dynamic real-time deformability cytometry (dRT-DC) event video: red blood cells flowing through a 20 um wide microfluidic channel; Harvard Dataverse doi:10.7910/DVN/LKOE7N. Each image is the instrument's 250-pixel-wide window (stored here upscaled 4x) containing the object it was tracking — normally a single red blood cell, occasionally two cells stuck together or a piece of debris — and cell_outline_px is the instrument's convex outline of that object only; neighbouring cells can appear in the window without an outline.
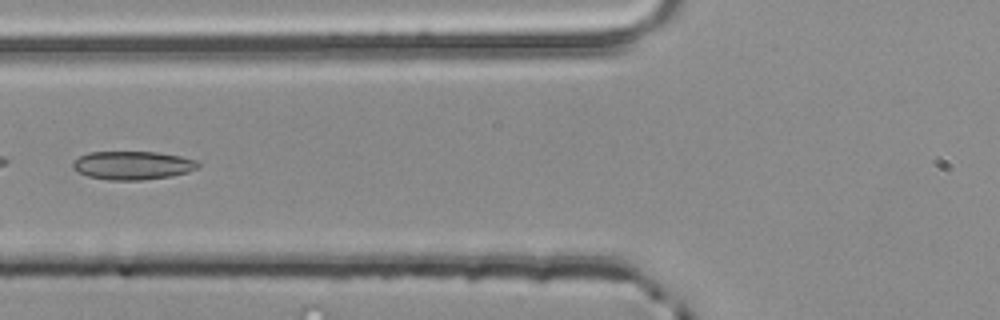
{"species": "common noctule bat (a hibernating species)", "species_latin": "Nyctalus noctula", "temperature_condition": "room temperature", "stored_images_in_passage": 5, "camera_frame_rate_fps": 3000, "um_per_image_px": 0.085, "animal": {"sex": "male", "body_mass_g": 20.4}, "frame": {"image": 1, "passage_image": 5, "time_ms": 1.333, "image_size_px": [1000, 320], "cell_outline_px": [[200, 164], [196, 168], [188, 172], [172, 176], [140, 180], [108, 180], [88, 176], [76, 172], [72, 168], [72, 164], [80, 156], [88, 152], [156, 152], [180, 156], [196, 160]], "centroid_in_image_um": [11.25, 14.06], "position_along_channel_um": 114.5, "area_um2": 20.75}}